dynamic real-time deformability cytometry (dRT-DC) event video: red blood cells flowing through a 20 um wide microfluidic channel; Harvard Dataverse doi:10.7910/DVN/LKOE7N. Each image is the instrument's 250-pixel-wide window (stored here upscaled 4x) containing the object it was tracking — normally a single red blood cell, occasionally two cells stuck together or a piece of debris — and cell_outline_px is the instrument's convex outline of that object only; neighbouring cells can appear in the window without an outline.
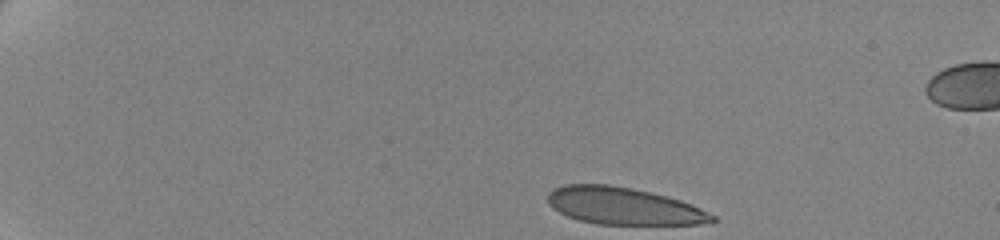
{"species": "human", "species_latin": "Homo sapiens", "temperature_condition": "cold", "stored_images_in_passage": 49, "camera_frame_rate_fps": 3000, "um_per_image_px": 0.085, "donor": {"sex": "female"}, "frame": {"image": 1, "passage_image": 1, "time_ms": 0.0, "image_size_px": [1000, 240], "cell_outline_px": [[716, 220], [700, 224], [596, 224], [580, 220], [568, 216], [552, 208], [548, 204], [548, 192], [552, 188], [564, 184], [608, 184], [632, 188], [652, 192], [668, 196], [692, 204], [716, 216]], "centroid_in_image_um": [52.98, 17.5], "position_along_channel_um": 32.0, "area_um2": 35.66}}
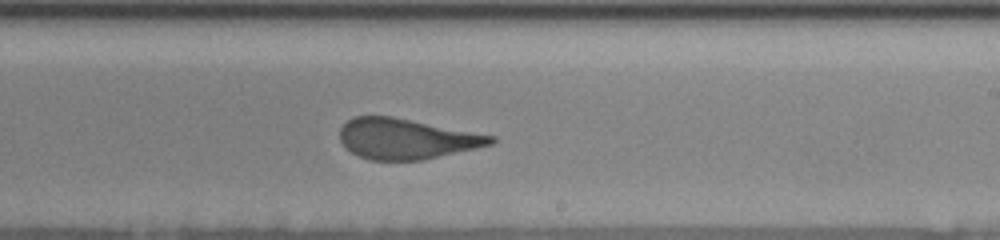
{"frame": {"image": 2, "passage_image": 29, "time_ms": 9.333, "image_size_px": [1000, 240], "cell_outline_px": [[496, 140], [492, 144], [476, 148], [424, 160], [368, 160], [352, 152], [340, 140], [340, 128], [352, 116], [392, 116], [496, 136]], "centroid_in_image_um": [34.55, 11.79], "position_along_channel_um": 254.5, "area_um2": 35.49}}
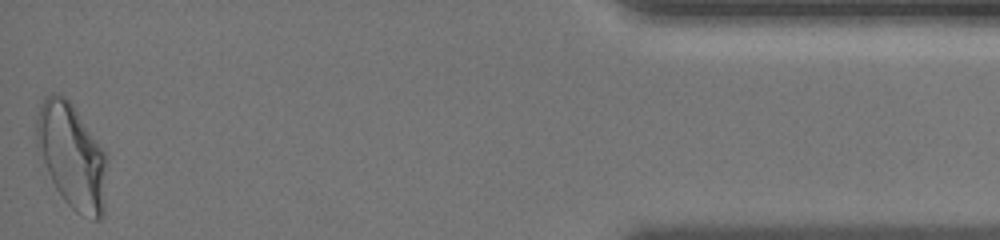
{"frame": {"image": 3, "passage_image": 49, "time_ms": 16.0, "image_size_px": [1000, 240], "cell_outline_px": [[104, 216], [100, 220], [92, 220], [76, 212], [64, 200], [56, 188], [48, 172], [36, 144], [36, 120], [40, 104], [44, 96], [52, 92], [56, 92], [64, 96], [72, 104], [104, 152]], "centroid_in_image_um": [6.06, 13.25], "position_along_channel_um": 429.1, "area_um2": 42.14}, "authors_computed_cell_mechanics": {"area_um2": 37.9168, "velocity_mm_per_s": 3.4986, "shape_relaxation_time_tau1_ms": 10.9684, "shape_relaxation_time_tau2_ms": null, "deformation_change_tau1": 0.2378, "deformation_change_tau2": null}}